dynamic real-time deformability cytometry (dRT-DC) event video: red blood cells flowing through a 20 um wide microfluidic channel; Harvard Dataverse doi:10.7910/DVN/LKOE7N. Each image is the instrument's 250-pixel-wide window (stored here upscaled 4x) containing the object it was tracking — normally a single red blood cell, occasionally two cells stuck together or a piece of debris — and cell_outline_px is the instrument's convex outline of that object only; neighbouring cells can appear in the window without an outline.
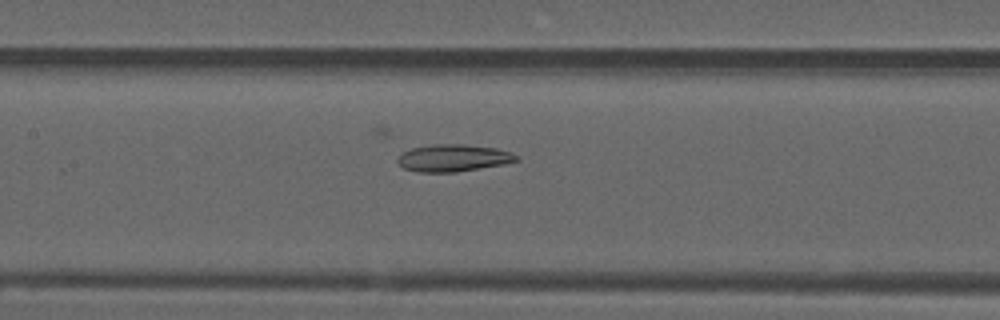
{"species": "common noctule bat (a hibernating species)", "species_latin": "Nyctalus noctula", "temperature_condition": "warm", "stored_images_in_passage": 18, "camera_frame_rate_fps": 3000, "um_per_image_px": 0.085, "animal": {"sex": "male", "forearm_length_mm": 52.5}, "frame": {"image": 1, "passage_image": 10, "time_ms": 3.0, "image_size_px": [1000, 320], "cell_outline_px": [[520, 160], [500, 164], [456, 172], [416, 172], [404, 168], [396, 160], [404, 152], [412, 148], [432, 144], [464, 144], [496, 148], [520, 156]], "centroid_in_image_um": [38.52, 13.42], "position_along_channel_um": 168.9, "area_um2": 18.55}}
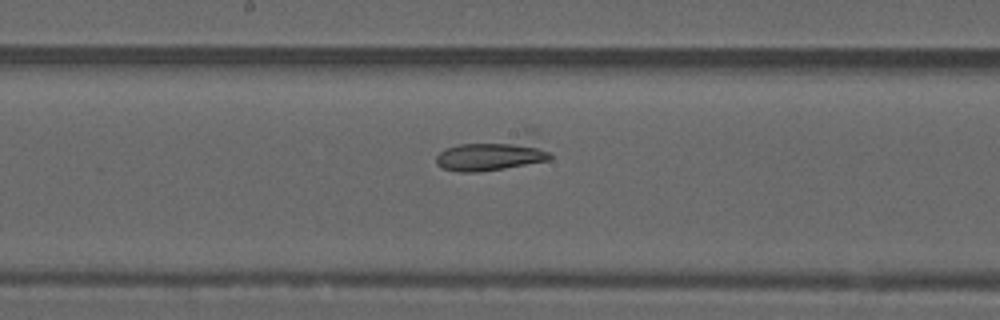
{"frame": {"image": 2, "passage_image": 13, "time_ms": 4.0, "image_size_px": [1000, 320], "cell_outline_px": [[552, 160], [480, 172], [460, 172], [440, 168], [436, 164], [436, 156], [444, 148], [460, 144], [528, 128], [532, 128], [552, 156]], "centroid_in_image_um": [42.07, 12.99], "position_along_channel_um": 206.1, "area_um2": 23.87}}
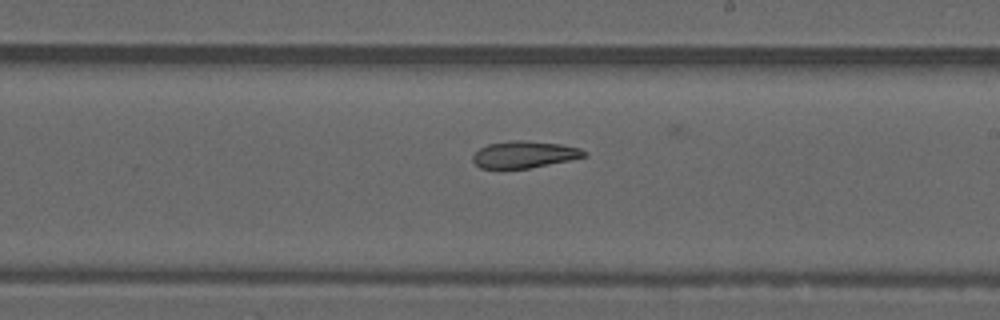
{"frame": {"image": 3, "passage_image": 16, "time_ms": 5.0, "image_size_px": [1000, 320], "cell_outline_px": [[588, 156], [528, 168], [480, 168], [472, 160], [472, 156], [480, 148], [488, 144], [512, 140], [524, 140], [560, 144], [580, 148], [588, 152]], "centroid_in_image_um": [44.57, 13.12], "position_along_channel_um": 244.4, "area_um2": 17.28}}